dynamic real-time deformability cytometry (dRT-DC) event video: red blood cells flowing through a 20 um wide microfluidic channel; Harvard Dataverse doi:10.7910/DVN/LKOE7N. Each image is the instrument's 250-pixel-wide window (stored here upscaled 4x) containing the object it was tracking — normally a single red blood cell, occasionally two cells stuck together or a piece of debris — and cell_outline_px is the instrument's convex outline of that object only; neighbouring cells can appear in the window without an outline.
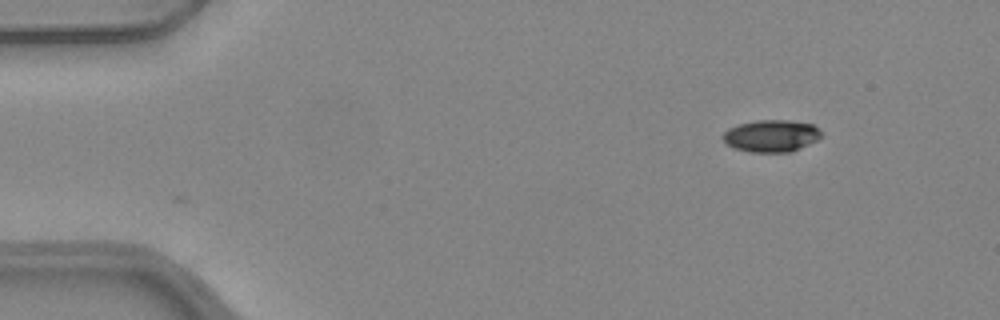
{"species": "common noctule bat (a hibernating species)", "species_latin": "Nyctalus noctula", "temperature_condition": "warm", "stored_images_in_passage": 46, "camera_frame_rate_fps": 3000, "um_per_image_px": 0.085, "animal": {"sex": "female", "body_mass_g": 24.6, "forearm_length_mm": 56.2}, "frame": {"image": 1, "passage_image": 1, "time_ms": 0.0, "image_size_px": [1000, 320], "cell_outline_px": [[820, 136], [816, 140], [792, 152], [748, 152], [732, 148], [720, 136], [728, 128], [740, 124], [756, 120], [788, 120], [812, 124], [820, 132]], "centroid_in_image_um": [65.5, 11.55], "position_along_channel_um": 19.5, "area_um2": 18.32}}
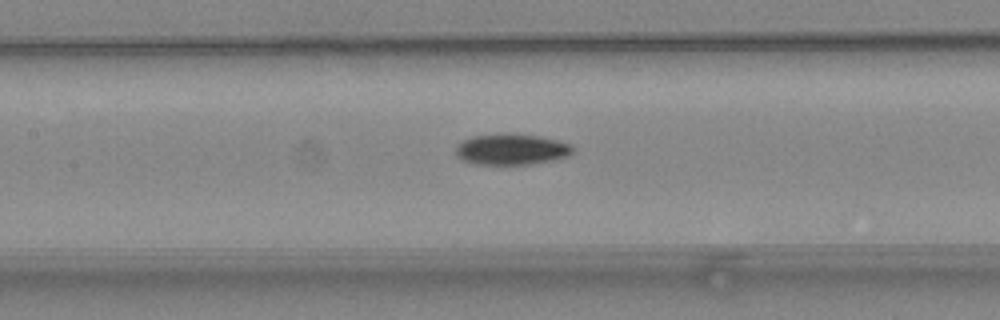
{"frame": {"image": 2, "passage_image": 19, "time_ms": 6.0, "image_size_px": [1000, 320], "cell_outline_px": [[572, 152], [568, 156], [556, 160], [532, 164], [476, 164], [464, 160], [456, 156], [456, 148], [464, 140], [476, 136], [536, 136], [556, 140], [572, 144]], "centroid_in_image_um": [43.53, 12.75], "position_along_channel_um": 163.9, "area_um2": 20.17}}
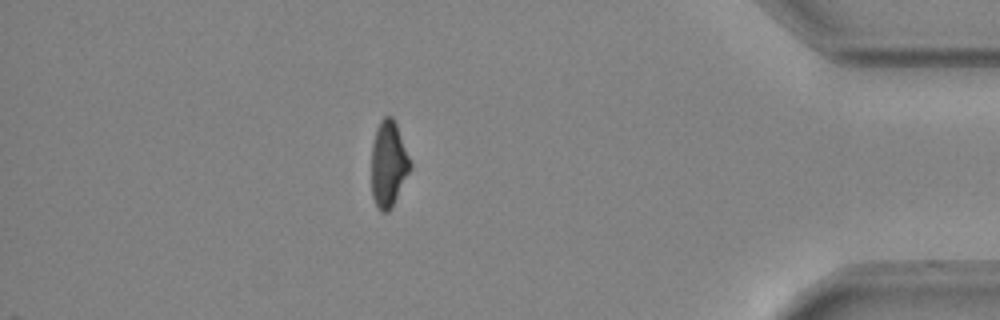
{"frame": {"image": 3, "passage_image": 40, "time_ms": 13.0, "image_size_px": [1000, 320], "cell_outline_px": [[412, 168], [392, 208], [388, 212], [380, 212], [372, 196], [372, 144], [376, 128], [380, 120], [384, 116], [392, 116], [396, 124], [412, 164]], "centroid_in_image_um": [33.03, 13.96], "position_along_channel_um": 402.2, "area_um2": 19.54}, "authors_computed_cell_mechanics": {"area_um2": 20.1722, "velocity_mm_per_s": 4.0044, "shape_relaxation_time_tau1_ms": 5.245, "shape_relaxation_time_tau2_ms": null, "deformation_change_tau1": 0.1611, "deformation_change_tau2": null}}